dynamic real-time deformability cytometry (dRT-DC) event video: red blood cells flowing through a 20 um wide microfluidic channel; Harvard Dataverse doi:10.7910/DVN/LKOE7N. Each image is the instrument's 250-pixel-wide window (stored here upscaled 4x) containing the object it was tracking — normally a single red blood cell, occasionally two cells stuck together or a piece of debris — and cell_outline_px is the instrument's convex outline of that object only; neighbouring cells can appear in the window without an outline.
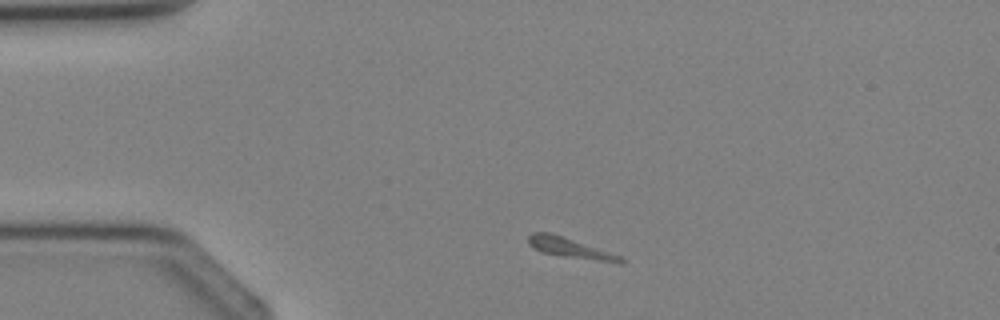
{"species": "Egyptian fruit bat (a non-hibernating species)", "species_latin": "Rousettus aegyptiacus", "temperature_condition": "cold", "stored_images_in_passage": 3, "camera_frame_rate_fps": 3000, "um_per_image_px": 0.085, "animal": {"sex": "female"}, "frame": {"image": 1, "passage_image": 1, "time_ms": 0.0, "image_size_px": [1000, 320], "cell_outline_px": [[624, 264], [620, 264], [564, 256], [540, 252], [528, 244], [528, 236], [532, 232], [552, 232], [620, 256], [624, 260]], "centroid_in_image_um": [48.43, 21.07], "position_along_channel_um": 36.6, "area_um2": 10.75}}
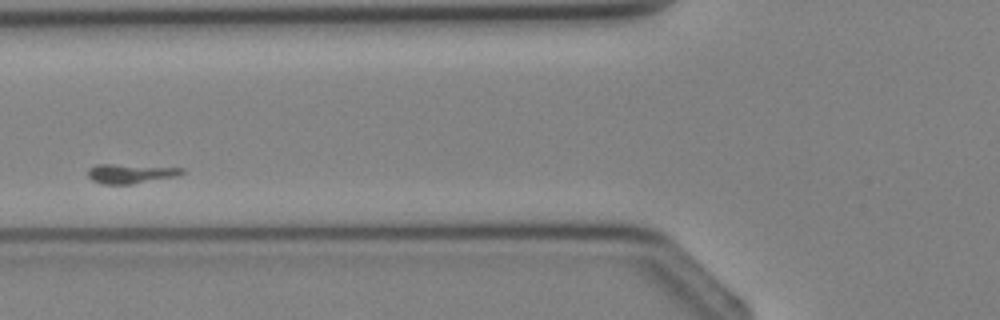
{"frame": {"image": 2, "passage_image": 3, "time_ms": 2.333, "image_size_px": [1000, 320], "cell_outline_px": [[184, 172], [180, 176], [132, 184], [100, 184], [92, 180], [88, 176], [88, 168], [96, 164], [112, 164], [184, 168]], "centroid_in_image_um": [11.09, 14.76], "position_along_channel_um": 114.7, "area_um2": 10.75}}